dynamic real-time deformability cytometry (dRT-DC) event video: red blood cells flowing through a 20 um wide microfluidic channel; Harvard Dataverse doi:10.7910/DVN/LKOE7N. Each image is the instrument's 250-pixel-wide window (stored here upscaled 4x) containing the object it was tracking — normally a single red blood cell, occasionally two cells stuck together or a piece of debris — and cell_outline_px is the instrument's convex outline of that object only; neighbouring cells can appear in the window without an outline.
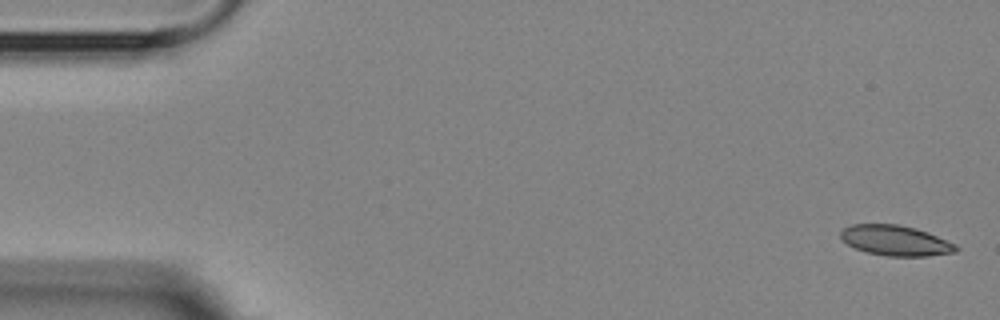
{"species": "Egyptian fruit bat (a non-hibernating species)", "species_latin": "Rousettus aegyptiacus", "temperature_condition": "room temperature", "stored_images_in_passage": 4, "camera_frame_rate_fps": 3000, "um_per_image_px": 0.085, "animal": {"sex": "female"}, "frame": {"image": 1, "passage_image": 1, "time_ms": 0.0, "image_size_px": [1000, 320], "cell_outline_px": [[960, 248], [956, 252], [928, 256], [888, 256], [868, 252], [856, 248], [848, 244], [840, 236], [840, 232], [844, 228], [852, 224], [896, 224], [916, 228], [956, 244]], "centroid_in_image_um": [76.14, 20.44], "position_along_channel_um": 8.9, "area_um2": 20.17}}
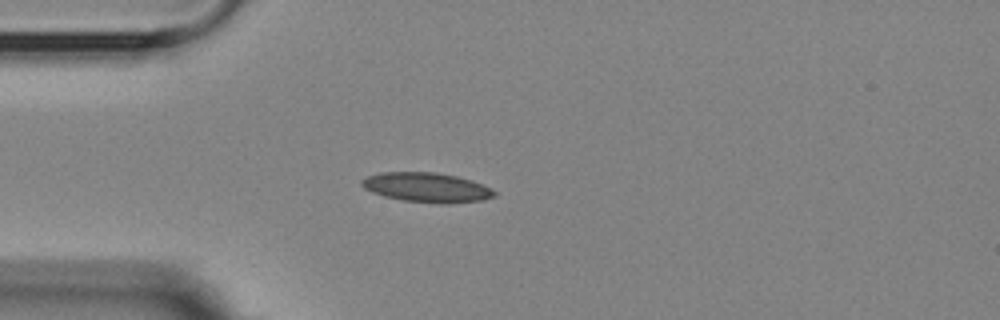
{"frame": {"image": 2, "passage_image": 4, "time_ms": 4.333, "image_size_px": [1000, 320], "cell_outline_px": [[496, 196], [484, 200], [448, 204], [444, 204], [404, 200], [384, 196], [372, 192], [364, 188], [360, 184], [360, 180], [368, 176], [380, 172], [436, 172], [456, 176], [472, 180], [492, 188], [496, 192]], "centroid_in_image_um": [36.3, 15.93], "position_along_channel_um": 48.7, "area_um2": 23.0}}